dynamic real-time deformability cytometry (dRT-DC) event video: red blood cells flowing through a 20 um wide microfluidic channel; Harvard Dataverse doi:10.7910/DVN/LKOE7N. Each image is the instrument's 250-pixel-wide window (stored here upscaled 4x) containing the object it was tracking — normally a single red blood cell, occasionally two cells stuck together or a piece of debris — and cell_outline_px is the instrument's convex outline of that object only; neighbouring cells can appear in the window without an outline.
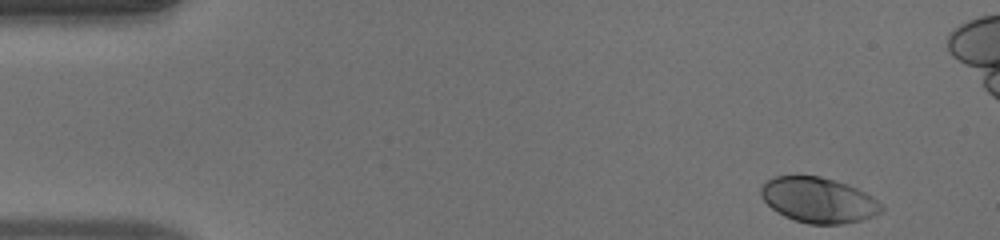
{"species": "human", "species_latin": "Homo sapiens", "temperature_condition": "warm", "stored_images_in_passage": 48, "camera_frame_rate_fps": 3000, "um_per_image_px": 0.085, "donor": {"sex": "male"}, "frame": {"image": 1, "passage_image": 1, "time_ms": 0.0, "image_size_px": [1000, 240], "cell_outline_px": [[884, 208], [880, 212], [872, 216], [860, 220], [840, 224], [808, 224], [784, 216], [776, 212], [760, 196], [760, 188], [768, 180], [776, 176], [820, 176], [848, 184], [872, 196]], "centroid_in_image_um": [69.55, 17.0], "position_along_channel_um": 15.5, "area_um2": 31.56}}
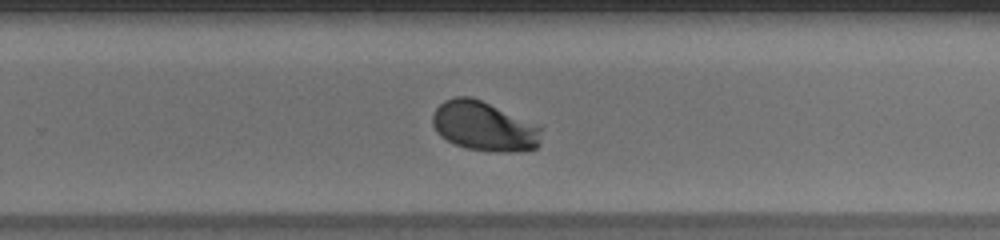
{"frame": {"image": 2, "passage_image": 30, "time_ms": 9.667, "image_size_px": [1000, 240], "cell_outline_px": [[540, 144], [536, 148], [520, 152], [496, 152], [468, 148], [456, 144], [440, 136], [436, 132], [432, 124], [432, 116], [436, 108], [444, 100], [452, 96], [472, 96], [540, 128]], "centroid_in_image_um": [41.08, 10.74], "position_along_channel_um": 288.7, "area_um2": 30.87}}
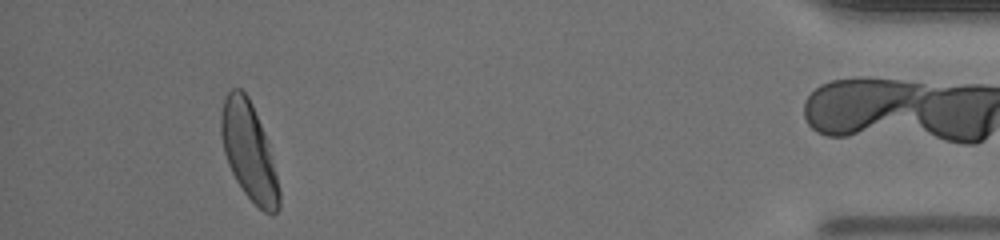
{"frame": {"image": 3, "passage_image": 44, "time_ms": 14.333, "image_size_px": [1000, 240], "cell_outline_px": [[280, 208], [272, 216], [264, 212], [244, 192], [236, 180], [228, 164], [224, 152], [220, 132], [220, 112], [224, 100], [228, 92], [232, 88], [240, 88], [248, 96], [252, 104], [264, 132], [268, 144], [280, 192]], "centroid_in_image_um": [21.14, 12.86], "position_along_channel_um": 414.1, "area_um2": 32.66}, "authors_computed_cell_mechanics": {"area_um2": 31.5588, "velocity_mm_per_s": 4.0498, "shape_relaxation_time_tau1_ms": 2.622, "shape_relaxation_time_tau2_ms": null, "deformation_change_tau1": 0.1713, "deformation_change_tau2": null}}